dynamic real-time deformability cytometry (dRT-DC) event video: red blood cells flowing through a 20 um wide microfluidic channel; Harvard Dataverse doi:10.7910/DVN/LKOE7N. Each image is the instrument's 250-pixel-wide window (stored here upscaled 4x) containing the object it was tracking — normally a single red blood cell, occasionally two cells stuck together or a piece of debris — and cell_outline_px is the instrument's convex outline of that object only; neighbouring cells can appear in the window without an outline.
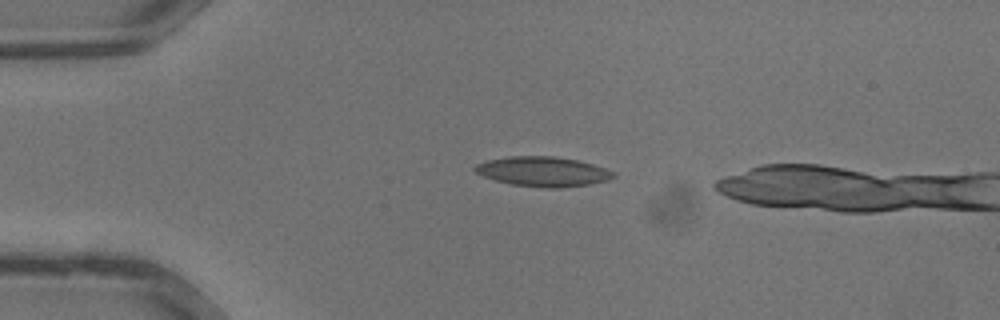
{"species": "common noctule bat (a hibernating species)", "species_latin": "Nyctalus noctula", "temperature_condition": "warm", "stored_images_in_passage": 9, "camera_frame_rate_fps": 3000, "um_per_image_px": 0.085, "animal": {"sex": "male", "body_mass_g": 13.3}, "frame": {"image": 1, "passage_image": 6, "time_ms": 1.667, "image_size_px": [1000, 320], "cell_outline_px": [[616, 176], [608, 180], [588, 184], [556, 188], [548, 188], [512, 184], [496, 180], [484, 176], [476, 172], [472, 168], [476, 164], [484, 160], [508, 156], [556, 156], [576, 160], [592, 164], [616, 172]], "centroid_in_image_um": [46.13, 14.57], "position_along_channel_um": 38.9, "area_um2": 23.93}}